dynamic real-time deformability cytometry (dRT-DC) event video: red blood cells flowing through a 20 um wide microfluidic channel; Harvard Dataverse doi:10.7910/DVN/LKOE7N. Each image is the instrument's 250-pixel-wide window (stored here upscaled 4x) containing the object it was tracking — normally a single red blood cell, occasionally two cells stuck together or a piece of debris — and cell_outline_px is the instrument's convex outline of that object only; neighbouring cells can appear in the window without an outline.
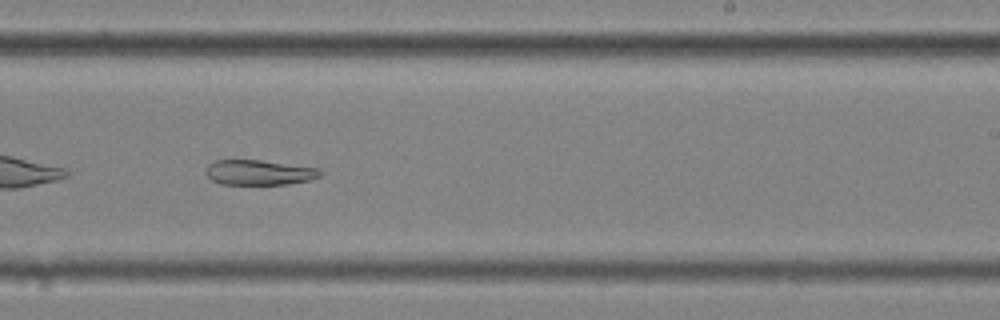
{"species": "common noctule bat (a hibernating species)", "species_latin": "Nyctalus noctula", "temperature_condition": "cold", "stored_images_in_passage": 40, "camera_frame_rate_fps": 3000, "um_per_image_px": 0.085, "animal": {"sex": "female", "body_mass_g": 25.1}, "frame": {"image": 1, "passage_image": 18, "time_ms": 5.667, "image_size_px": [1000, 320], "cell_outline_px": [[324, 172], [320, 176], [308, 180], [288, 184], [220, 184], [212, 180], [208, 176], [208, 164], [216, 160], [260, 160], [320, 168]], "centroid_in_image_um": [22.07, 14.66], "position_along_channel_um": 266.9, "area_um2": 16.59}}
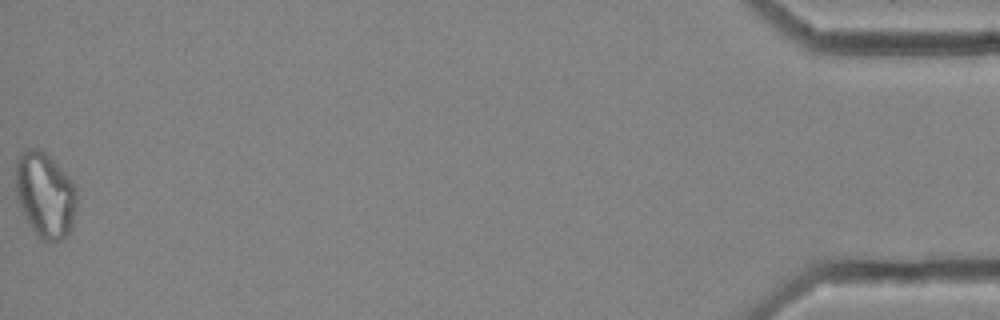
{"frame": {"image": 2, "passage_image": 40, "time_ms": 13.0, "image_size_px": [1000, 320], "cell_outline_px": [[76, 208], [72, 228], [60, 240], [44, 240], [36, 236], [16, 196], [16, 160], [28, 148], [40, 148], [68, 176], [76, 188]], "centroid_in_image_um": [3.84, 16.56], "position_along_channel_um": 431.4, "area_um2": 29.82}}